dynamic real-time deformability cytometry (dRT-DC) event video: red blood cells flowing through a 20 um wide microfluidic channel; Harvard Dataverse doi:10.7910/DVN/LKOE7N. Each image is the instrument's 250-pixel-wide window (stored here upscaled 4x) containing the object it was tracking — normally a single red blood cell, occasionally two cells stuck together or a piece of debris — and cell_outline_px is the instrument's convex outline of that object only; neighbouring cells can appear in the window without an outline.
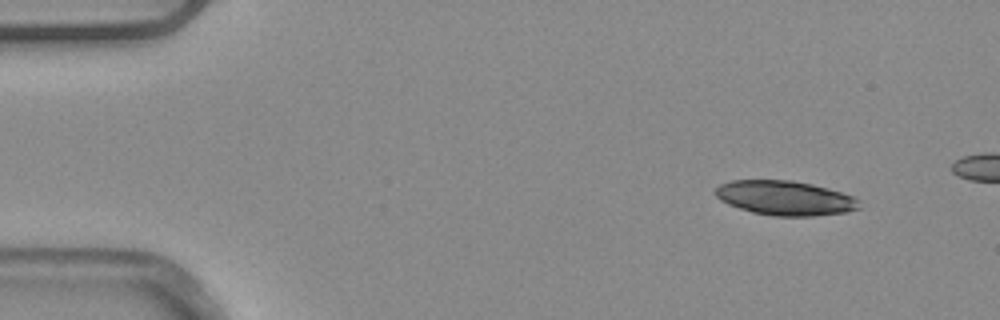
{"species": "common noctule bat (a hibernating species)", "species_latin": "Nyctalus noctula", "temperature_condition": "warm", "stored_images_in_passage": 11, "camera_frame_rate_fps": 3000, "um_per_image_px": 0.085, "animal": {"sex": "male", "body_mass_g": 20.4}, "frame": {"image": 1, "passage_image": 1, "time_ms": 0.0, "image_size_px": [1000, 320], "cell_outline_px": [[860, 208], [848, 212], [816, 216], [772, 216], [752, 212], [728, 204], [720, 200], [716, 196], [716, 188], [720, 184], [732, 180], [792, 180], [812, 184], [828, 188], [852, 196], [860, 200]], "centroid_in_image_um": [66.75, 16.83], "position_along_channel_um": 18.2, "area_um2": 29.02}}